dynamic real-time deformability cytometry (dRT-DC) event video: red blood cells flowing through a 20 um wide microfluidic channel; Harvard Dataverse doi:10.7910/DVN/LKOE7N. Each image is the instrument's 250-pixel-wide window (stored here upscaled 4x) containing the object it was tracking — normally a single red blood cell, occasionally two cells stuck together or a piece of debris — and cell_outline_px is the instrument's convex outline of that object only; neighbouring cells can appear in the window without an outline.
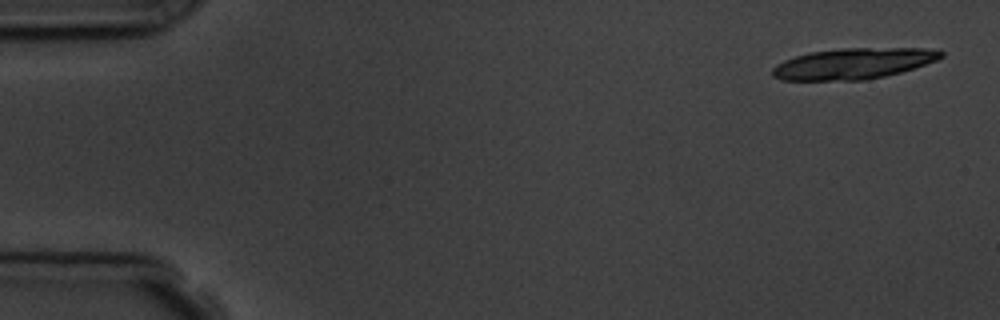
{"species": "common noctule bat (a hibernating species)", "species_latin": "Nyctalus noctula", "temperature_condition": "room temperature", "stored_images_in_passage": 6, "camera_frame_rate_fps": 3000, "um_per_image_px": 0.085, "animal": {"sex": "male", "body_mass_g": 19.5, "forearm_length_mm": 54.6}, "frame": {"image": 1, "passage_image": 1, "time_ms": 0.0, "image_size_px": [1000, 320], "cell_outline_px": [[944, 56], [936, 60], [900, 72], [884, 76], [864, 80], [780, 80], [772, 76], [772, 68], [776, 64], [784, 60], [796, 56], [812, 52], [840, 48], [940, 48], [944, 52]], "centroid_in_image_um": [72.54, 5.39], "position_along_channel_um": 12.5, "area_um2": 30.4}}
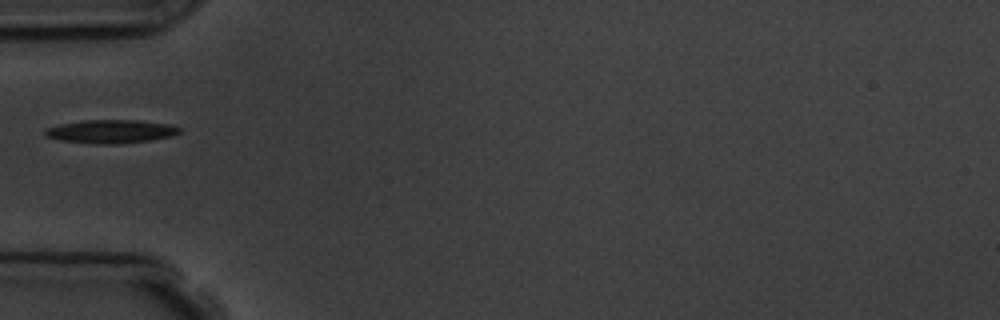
{"frame": {"image": 2, "passage_image": 5, "time_ms": 5.333, "image_size_px": [1000, 320], "cell_outline_px": [[180, 132], [168, 136], [148, 140], [120, 144], [92, 144], [60, 140], [44, 136], [44, 128], [60, 124], [84, 120], [136, 120], [172, 124], [180, 128]], "centroid_in_image_um": [9.36, 11.17], "position_along_channel_um": 75.6, "area_um2": 18.38}}